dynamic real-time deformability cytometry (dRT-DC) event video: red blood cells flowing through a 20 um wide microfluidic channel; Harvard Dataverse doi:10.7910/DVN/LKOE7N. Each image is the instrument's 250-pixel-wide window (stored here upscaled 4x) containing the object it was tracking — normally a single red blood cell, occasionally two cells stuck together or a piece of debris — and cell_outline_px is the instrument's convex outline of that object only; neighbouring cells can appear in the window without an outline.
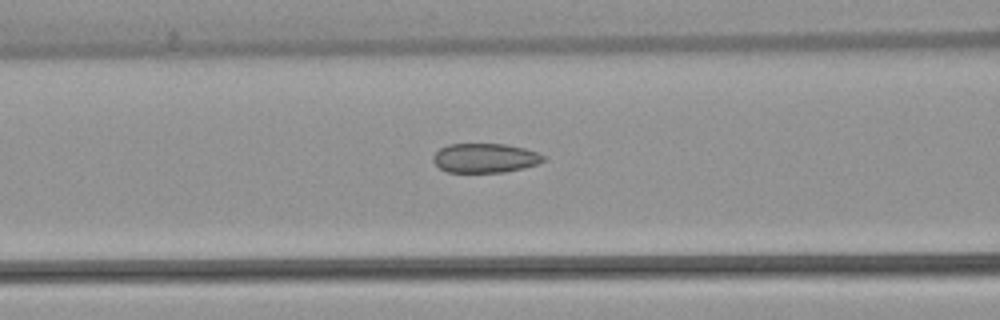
{"species": "common noctule bat (a hibernating species)", "species_latin": "Nyctalus noctula", "temperature_condition": "warm", "stored_images_in_passage": 39, "camera_frame_rate_fps": 3000, "um_per_image_px": 0.085, "animal": {"sex": "female", "body_mass_g": 22.7, "forearm_length_mm": 54.2}, "frame": {"image": 1, "passage_image": 14, "time_ms": 4.333, "image_size_px": [1000, 320], "cell_outline_px": [[548, 156], [544, 160], [536, 164], [524, 168], [504, 172], [448, 172], [440, 168], [432, 160], [432, 156], [440, 148], [448, 144], [504, 144], [524, 148]], "centroid_in_image_um": [41.23, 13.43], "position_along_channel_um": 125.4, "area_um2": 18.84}}
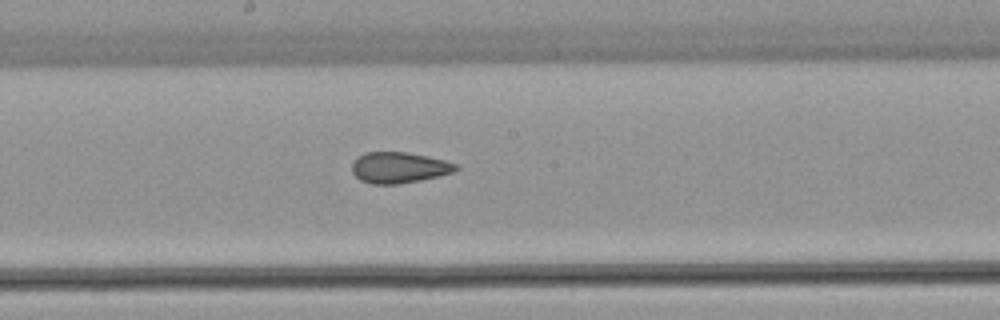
{"frame": {"image": 2, "passage_image": 21, "time_ms": 6.667, "image_size_px": [1000, 320], "cell_outline_px": [[460, 168], [452, 172], [420, 180], [400, 184], [372, 184], [360, 180], [352, 172], [352, 164], [364, 152], [408, 152], [428, 156], [460, 164]], "centroid_in_image_um": [33.94, 14.24], "position_along_channel_um": 214.3, "area_um2": 18.73}}
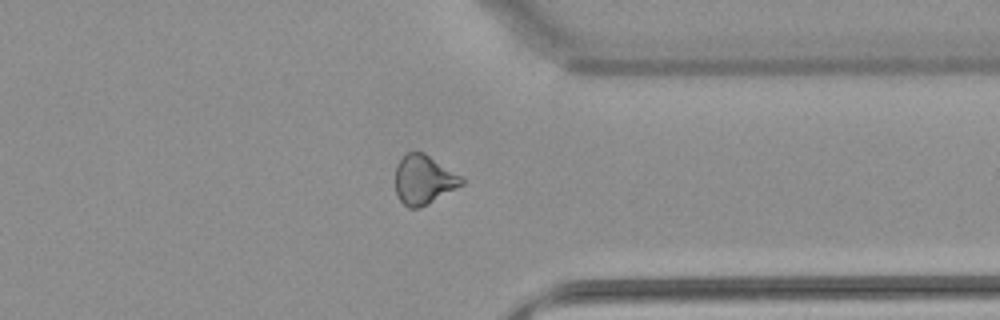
{"frame": {"image": 3, "passage_image": 34, "time_ms": 11.0, "image_size_px": [1000, 320], "cell_outline_px": [[464, 184], [428, 204], [420, 208], [408, 208], [400, 200], [396, 192], [396, 164], [408, 152], [424, 152], [460, 176], [464, 180]], "centroid_in_image_um": [36.0, 15.29], "position_along_channel_um": 375.4, "area_um2": 18.79}}